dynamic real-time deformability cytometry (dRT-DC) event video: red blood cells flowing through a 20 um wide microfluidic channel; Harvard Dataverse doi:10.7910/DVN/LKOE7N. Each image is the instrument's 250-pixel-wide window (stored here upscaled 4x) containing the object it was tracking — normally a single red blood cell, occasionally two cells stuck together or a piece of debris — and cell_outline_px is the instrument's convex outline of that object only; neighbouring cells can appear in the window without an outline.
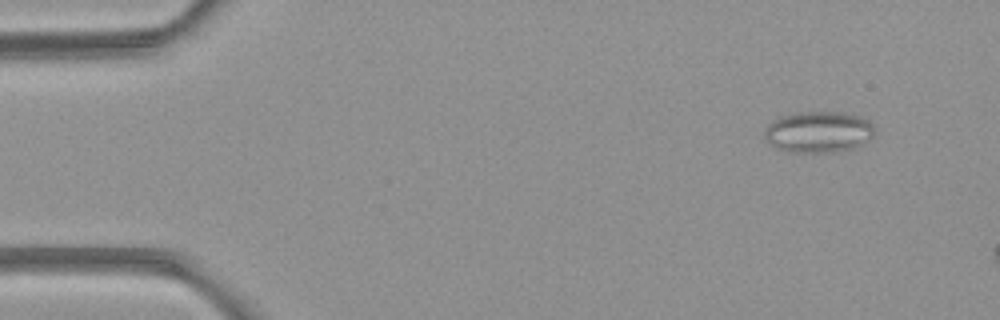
{"species": "common noctule bat (a hibernating species)", "species_latin": "Nyctalus noctula", "temperature_condition": "room temperature", "stored_images_in_passage": 3, "camera_frame_rate_fps": 3000, "um_per_image_px": 0.085, "animal": {"sex": "female", "body_mass_g": 21.9}, "frame": {"image": 1, "passage_image": 1, "time_ms": 0.0, "image_size_px": [1000, 320], "cell_outline_px": [[876, 128], [872, 136], [856, 148], [828, 152], [792, 152], [776, 148], [768, 144], [764, 140], [764, 128], [772, 120], [780, 116], [800, 112], [844, 112], [860, 116], [868, 120]], "centroid_in_image_um": [69.54, 11.21], "position_along_channel_um": 15.5, "area_um2": 26.76}}